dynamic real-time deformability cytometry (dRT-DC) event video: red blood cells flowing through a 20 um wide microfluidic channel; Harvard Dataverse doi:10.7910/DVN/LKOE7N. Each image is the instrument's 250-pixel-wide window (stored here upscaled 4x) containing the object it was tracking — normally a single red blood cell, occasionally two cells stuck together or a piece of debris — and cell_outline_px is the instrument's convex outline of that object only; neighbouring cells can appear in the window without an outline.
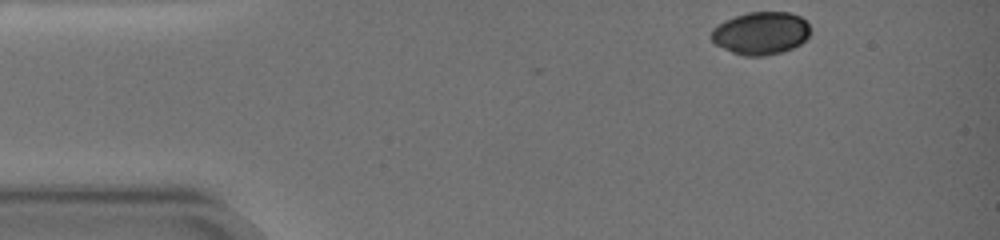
{"species": "common noctule bat (a hibernating species)", "species_latin": "Nyctalus noctula", "temperature_condition": "warm", "stored_images_in_passage": 10, "camera_frame_rate_fps": 3000, "um_per_image_px": 0.085, "animal": {"sex": "female", "body_mass_g": 19.0, "forearm_length_mm": 51.5}, "frame": {"image": 1, "passage_image": 1, "time_ms": 0.0, "image_size_px": [1000, 240], "cell_outline_px": [[808, 36], [800, 44], [784, 52], [764, 56], [744, 56], [732, 52], [716, 44], [712, 40], [712, 28], [724, 20], [748, 12], [788, 12], [800, 16], [808, 24]], "centroid_in_image_um": [64.66, 2.82], "position_along_channel_um": 20.3, "area_um2": 24.51}}
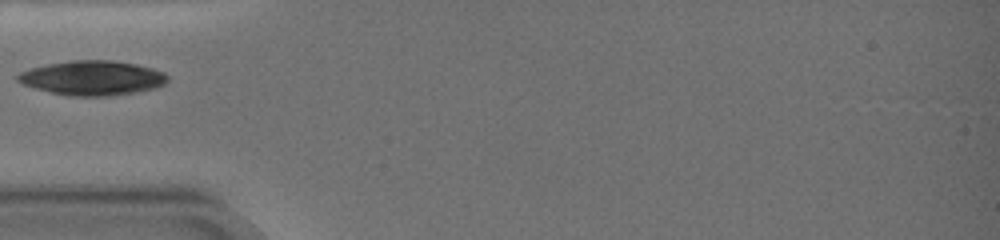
{"frame": {"image": 2, "passage_image": 6, "time_ms": 4.333, "image_size_px": [1000, 240], "cell_outline_px": [[168, 80], [164, 84], [156, 88], [136, 92], [108, 96], [72, 96], [52, 92], [20, 84], [16, 80], [16, 76], [20, 72], [32, 68], [48, 64], [72, 60], [112, 60], [136, 64], [152, 68], [164, 72], [168, 76]], "centroid_in_image_um": [7.87, 6.62], "position_along_channel_um": 77.1, "area_um2": 30.11}}